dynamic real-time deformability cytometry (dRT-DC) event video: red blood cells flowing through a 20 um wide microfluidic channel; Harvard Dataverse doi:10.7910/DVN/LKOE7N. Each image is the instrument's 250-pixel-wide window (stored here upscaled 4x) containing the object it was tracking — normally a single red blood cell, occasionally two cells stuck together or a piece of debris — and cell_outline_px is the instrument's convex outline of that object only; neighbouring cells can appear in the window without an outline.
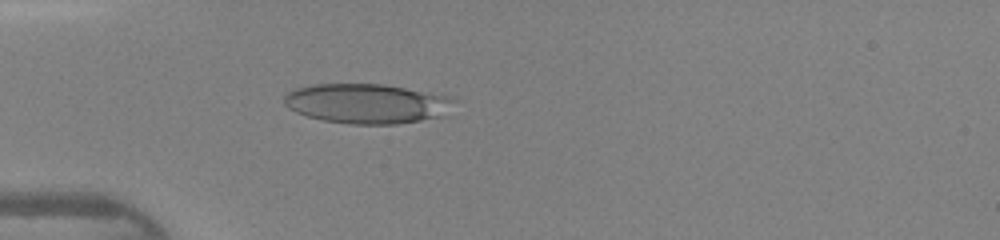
{"species": "human", "species_latin": "Homo sapiens", "temperature_condition": "warm", "stored_images_in_passage": 40, "camera_frame_rate_fps": 3000, "um_per_image_px": 0.085, "donor": {"sex": "female"}, "frame": {"image": 1, "passage_image": 8, "time_ms": 2.333, "image_size_px": [1000, 240], "cell_outline_px": [[456, 100], [448, 116], [396, 124], [352, 124], [324, 120], [308, 116], [296, 112], [288, 108], [284, 104], [284, 96], [288, 92], [296, 88], [312, 84], [384, 84], [448, 96]], "centroid_in_image_um": [31.22, 8.81], "position_along_channel_um": 53.8, "area_um2": 39.54}}
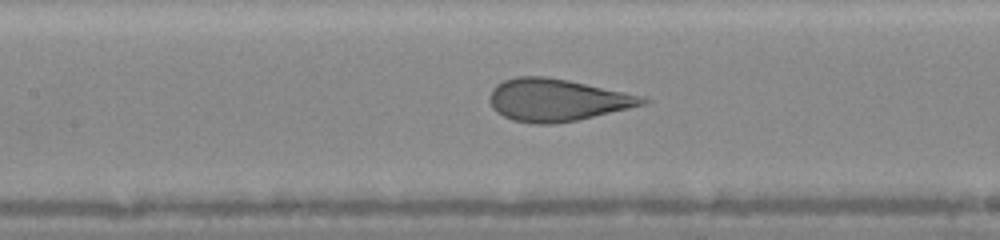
{"frame": {"image": 2, "passage_image": 16, "time_ms": 5.0, "image_size_px": [1000, 240], "cell_outline_px": [[652, 100], [644, 104], [628, 108], [576, 120], [552, 124], [532, 124], [512, 120], [496, 112], [492, 108], [488, 100], [488, 96], [492, 88], [496, 84], [504, 80], [516, 76], [544, 76], [568, 80], [644, 96]], "centroid_in_image_um": [47.29, 8.49], "position_along_channel_um": 160.1, "area_um2": 37.74}}
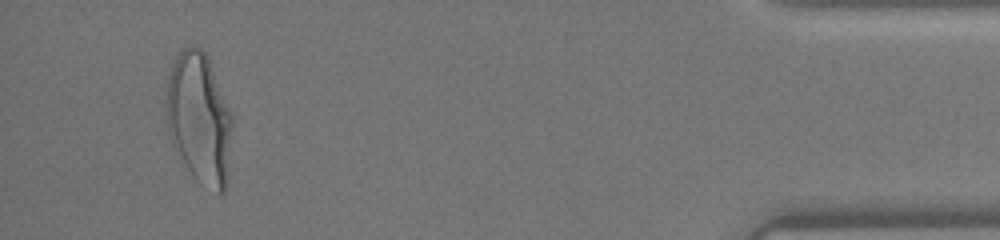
{"frame": {"image": 3, "passage_image": 38, "time_ms": 12.333, "image_size_px": [1000, 240], "cell_outline_px": [[232, 128], [228, 184], [224, 192], [220, 196], [200, 184], [196, 180], [188, 168], [172, 140], [168, 132], [164, 112], [164, 108], [168, 76], [172, 64], [176, 56], [184, 48], [200, 48], [208, 56], [232, 112]], "centroid_in_image_um": [16.96, 10.09], "position_along_channel_um": 418.2, "area_um2": 51.04}, "authors_computed_cell_mechanics": {"area_um2": 39.2751, "velocity_mm_per_s": 4.3725, "shape_relaxation_time_tau1_ms": 4.8962, "shape_relaxation_time_tau2_ms": null, "deformation_change_tau1": 0.1895, "deformation_change_tau2": null}}